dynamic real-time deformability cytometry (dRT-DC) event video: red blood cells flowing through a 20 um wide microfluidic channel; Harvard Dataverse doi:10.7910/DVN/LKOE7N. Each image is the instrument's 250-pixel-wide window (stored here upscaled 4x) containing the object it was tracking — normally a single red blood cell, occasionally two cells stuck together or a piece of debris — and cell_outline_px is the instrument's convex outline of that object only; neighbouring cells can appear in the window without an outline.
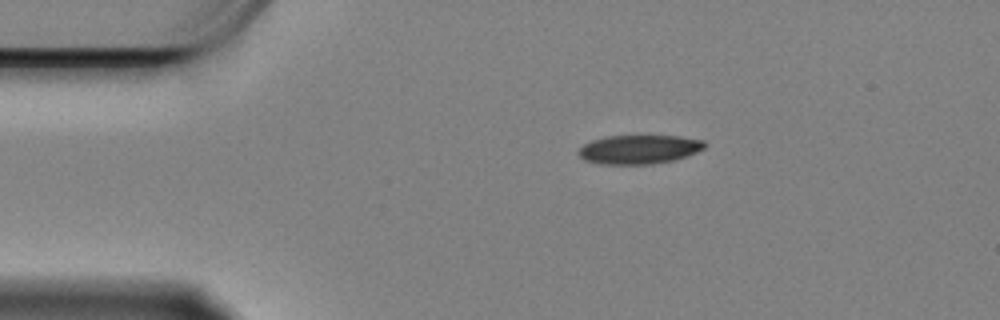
{"species": "Egyptian fruit bat (a non-hibernating species)", "species_latin": "Rousettus aegyptiacus", "temperature_condition": "cold", "stored_images_in_passage": 49, "camera_frame_rate_fps": 3000, "um_per_image_px": 0.085, "animal": {"sex": "female"}, "frame": {"image": 1, "passage_image": 1, "time_ms": 0.0, "image_size_px": [1000, 320], "cell_outline_px": [[708, 144], [704, 148], [688, 156], [672, 160], [652, 164], [600, 164], [584, 160], [576, 152], [584, 144], [592, 140], [604, 136], [680, 136], [704, 140]], "centroid_in_image_um": [54.32, 12.69], "position_along_channel_um": 30.7, "area_um2": 21.39}}
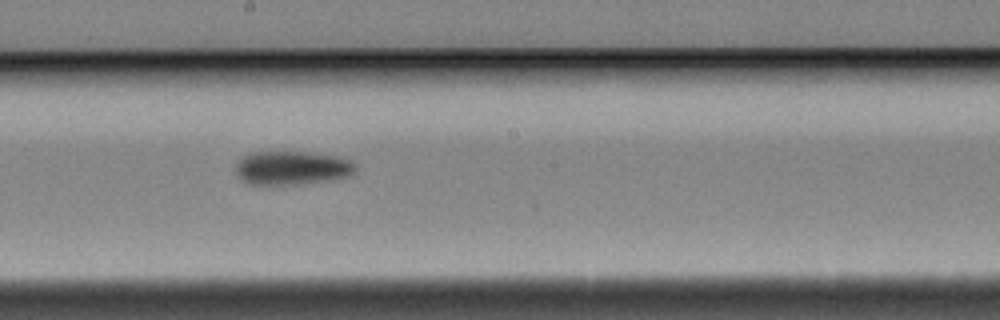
{"frame": {"image": 2, "passage_image": 22, "time_ms": 7.0, "image_size_px": [1000, 320], "cell_outline_px": [[356, 168], [348, 176], [332, 180], [304, 184], [248, 184], [240, 180], [236, 172], [236, 164], [244, 156], [252, 152], [304, 152], [336, 156], [348, 160], [356, 164]], "centroid_in_image_um": [24.8, 14.28], "position_along_channel_um": 223.4, "area_um2": 23.47}}
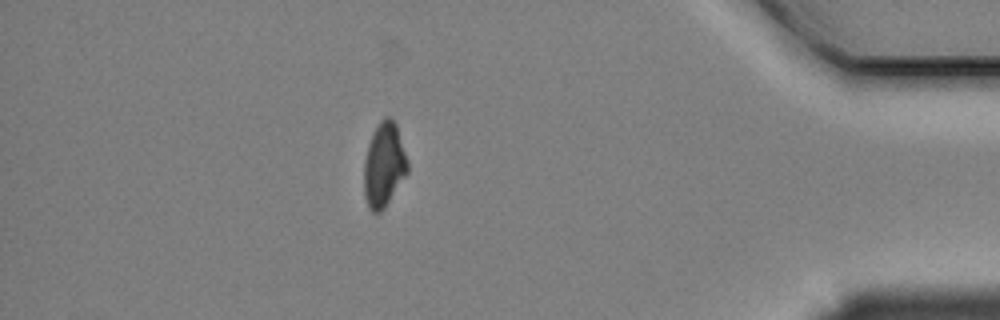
{"frame": {"image": 3, "passage_image": 42, "time_ms": 13.667, "image_size_px": [1000, 320], "cell_outline_px": [[408, 172], [384, 208], [380, 212], [372, 212], [368, 208], [364, 192], [364, 160], [368, 144], [372, 132], [380, 120], [384, 116], [388, 116], [396, 124], [408, 160]], "centroid_in_image_um": [32.63, 14.0], "position_along_channel_um": 402.6, "area_um2": 21.44}, "authors_computed_cell_mechanics": {"area_um2": 22.7732, "velocity_mm_per_s": 3.3482, "shape_relaxation_time_tau1_ms": 4.7884, "shape_relaxation_time_tau2_ms": 9.5025, "deformation_change_tau1": 0.1251, "deformation_change_tau2": 0.1312}}